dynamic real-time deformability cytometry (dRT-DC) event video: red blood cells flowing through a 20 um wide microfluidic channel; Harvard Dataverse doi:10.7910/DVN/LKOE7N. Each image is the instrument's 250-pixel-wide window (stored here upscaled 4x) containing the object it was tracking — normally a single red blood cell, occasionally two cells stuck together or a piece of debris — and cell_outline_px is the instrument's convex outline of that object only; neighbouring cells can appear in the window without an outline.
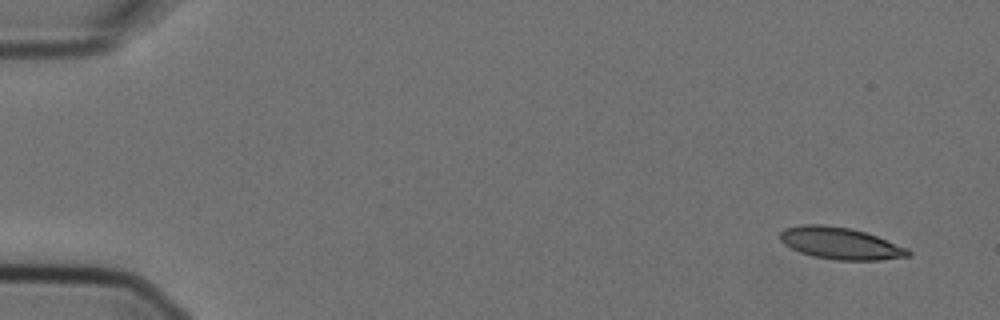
{"species": "Egyptian fruit bat (a non-hibernating species)", "species_latin": "Rousettus aegyptiacus", "temperature_condition": "cold", "stored_images_in_passage": 5, "camera_frame_rate_fps": 3000, "um_per_image_px": 0.085, "animal": {"sex": "female"}, "frame": {"image": 1, "passage_image": 1, "time_ms": 0.0, "image_size_px": [1000, 320], "cell_outline_px": [[912, 252], [908, 256], [880, 260], [836, 260], [812, 256], [800, 252], [784, 244], [780, 240], [780, 232], [784, 228], [804, 224], [824, 224], [848, 228], [864, 232], [876, 236], [908, 248]], "centroid_in_image_um": [71.41, 20.68], "position_along_channel_um": 13.6, "area_um2": 23.7}}
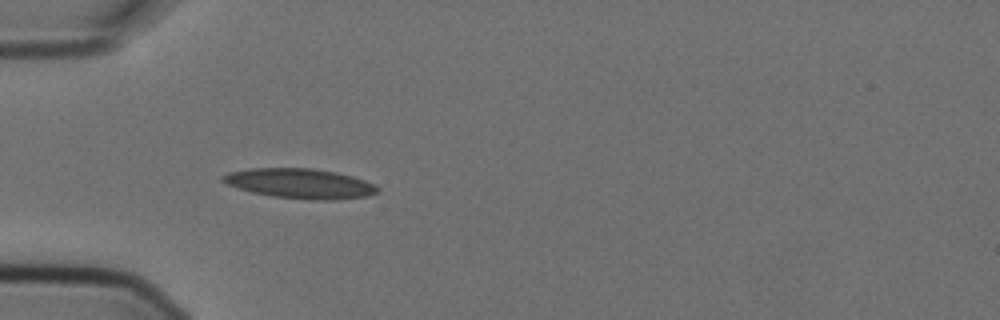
{"frame": {"image": 2, "passage_image": 5, "time_ms": 1.333, "image_size_px": [1000, 320], "cell_outline_px": [[380, 188], [376, 192], [368, 196], [336, 200], [312, 200], [272, 196], [252, 192], [228, 184], [220, 180], [220, 176], [228, 172], [252, 168], [312, 168], [336, 172], [352, 176], [376, 184]], "centroid_in_image_um": [25.52, 15.6], "position_along_channel_um": 59.5, "area_um2": 26.99}}